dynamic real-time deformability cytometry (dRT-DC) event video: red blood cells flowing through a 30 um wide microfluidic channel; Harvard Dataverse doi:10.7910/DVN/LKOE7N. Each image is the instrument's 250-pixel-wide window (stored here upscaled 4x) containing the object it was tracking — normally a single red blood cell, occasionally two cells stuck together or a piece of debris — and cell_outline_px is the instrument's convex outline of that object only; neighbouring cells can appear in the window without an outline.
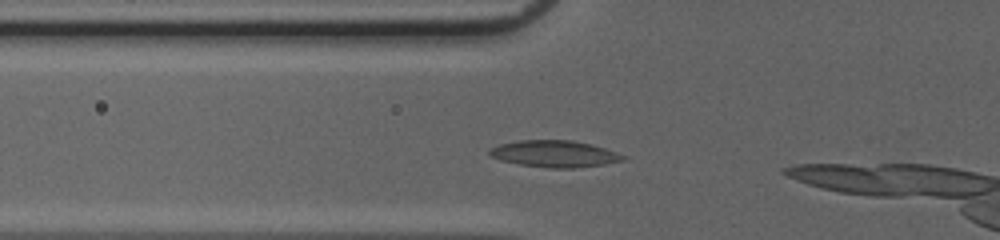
{"species": "common noctule bat (a hibernating species)", "species_latin": "Nyctalus noctula", "temperature_condition": "cold", "stored_images_in_passage": 10, "camera_frame_rate_fps": 3000, "um_per_image_px": 0.085, "animal": {"sex": "female", "body_mass_g": 20.0, "forearm_length_mm": 54.0}, "frame": {"image": 1, "passage_image": 5, "time_ms": 1.333, "image_size_px": [1000, 240], "cell_outline_px": [[628, 160], [604, 164], [576, 168], [548, 168], [520, 164], [500, 160], [492, 156], [488, 152], [488, 148], [500, 144], [520, 140], [572, 140], [592, 144], [616, 152], [624, 156]], "centroid_in_image_um": [47.14, 13.07], "position_along_channel_um": 78.7, "area_um2": 20.81}}
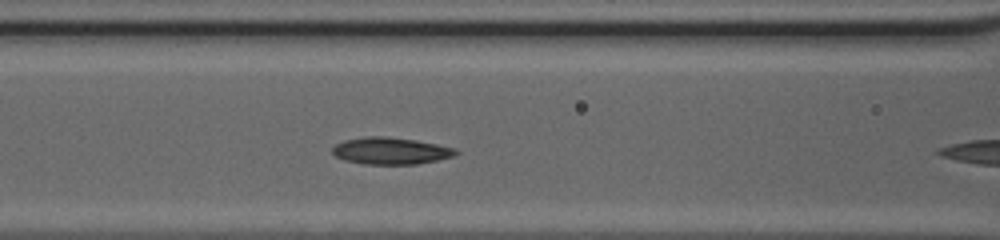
{"frame": {"image": 2, "passage_image": 9, "time_ms": 2.667, "image_size_px": [1000, 240], "cell_outline_px": [[460, 152], [456, 156], [416, 164], [364, 164], [344, 160], [336, 156], [332, 152], [332, 148], [336, 144], [344, 140], [368, 136], [384, 136], [416, 140], [456, 148]], "centroid_in_image_um": [33.23, 12.82], "position_along_channel_um": 133.4, "area_um2": 19.36}}